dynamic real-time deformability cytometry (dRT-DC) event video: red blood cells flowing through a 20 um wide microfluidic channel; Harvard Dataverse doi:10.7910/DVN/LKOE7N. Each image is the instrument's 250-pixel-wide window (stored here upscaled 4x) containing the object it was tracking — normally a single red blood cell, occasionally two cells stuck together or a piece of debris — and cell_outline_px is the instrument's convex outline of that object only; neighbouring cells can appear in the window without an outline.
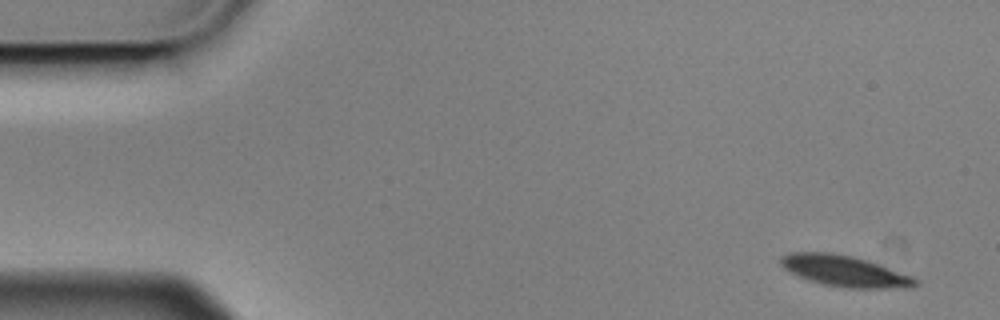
{"species": "Egyptian fruit bat (a non-hibernating species)", "species_latin": "Rousettus aegyptiacus", "temperature_condition": "cold", "stored_images_in_passage": 5, "camera_frame_rate_fps": 3000, "um_per_image_px": 0.085, "animal": {"sex": "male"}, "frame": {"image": 1, "passage_image": 1, "time_ms": 0.0, "image_size_px": [1000, 320], "cell_outline_px": [[920, 284], [912, 288], [848, 288], [824, 284], [808, 280], [788, 272], [780, 264], [780, 256], [788, 252], [832, 252], [852, 256], [868, 260], [912, 276]], "centroid_in_image_um": [71.78, 23.03], "position_along_channel_um": 13.2, "area_um2": 24.57}}
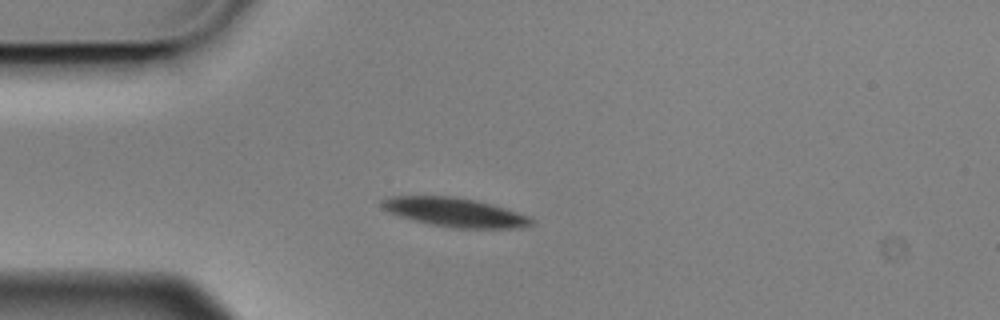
{"frame": {"image": 2, "passage_image": 4, "time_ms": 1.0, "image_size_px": [1000, 320], "cell_outline_px": [[536, 224], [520, 228], [456, 228], [428, 224], [400, 216], [388, 212], [380, 208], [380, 200], [388, 196], [452, 196], [476, 200], [504, 208], [528, 216], [536, 220]], "centroid_in_image_um": [38.64, 18.04], "position_along_channel_um": 46.4, "area_um2": 25.43}}